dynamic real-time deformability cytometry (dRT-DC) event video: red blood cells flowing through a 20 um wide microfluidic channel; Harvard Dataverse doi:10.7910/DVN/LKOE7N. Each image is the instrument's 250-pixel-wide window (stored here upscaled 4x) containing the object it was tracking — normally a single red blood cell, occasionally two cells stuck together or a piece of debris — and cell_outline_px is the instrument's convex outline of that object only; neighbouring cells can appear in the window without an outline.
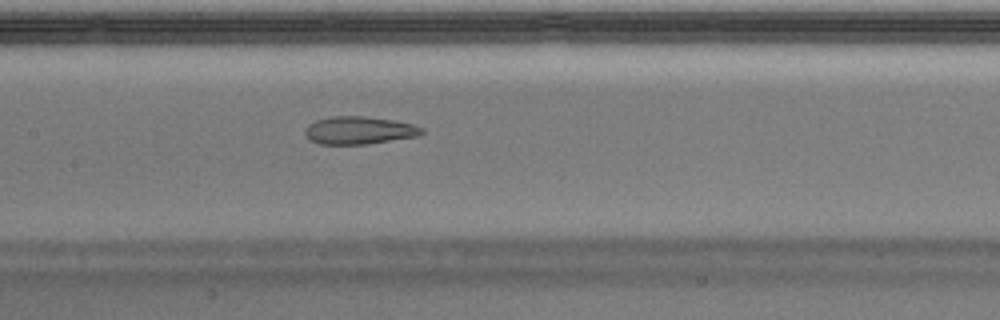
{"species": "Egyptian fruit bat (a non-hibernating species)", "species_latin": "Rousettus aegyptiacus", "temperature_condition": "warm", "stored_images_in_passage": 51, "camera_frame_rate_fps": 3000, "um_per_image_px": 0.085, "animal": {"sex": "male"}, "frame": {"image": 1, "passage_image": 25, "time_ms": 8.0, "image_size_px": [1000, 320], "cell_outline_px": [[424, 132], [420, 136], [364, 144], [320, 144], [308, 140], [304, 132], [304, 128], [308, 124], [316, 120], [328, 116], [364, 116], [392, 120], [412, 124], [424, 128]], "centroid_in_image_um": [30.49, 11.07], "position_along_channel_um": 176.9, "area_um2": 19.02}}
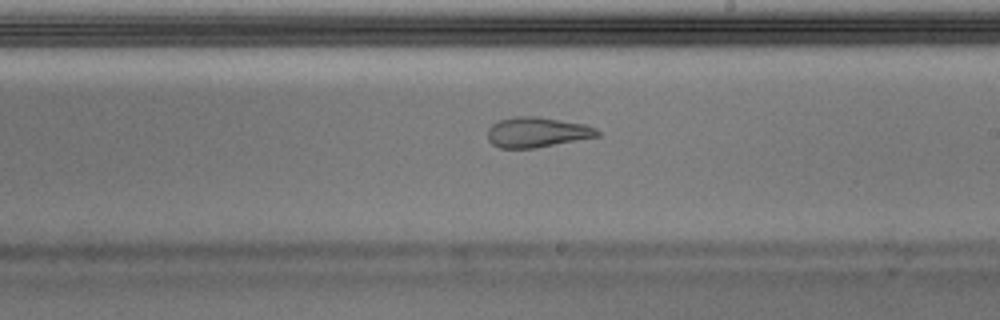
{"frame": {"image": 2, "passage_image": 30, "time_ms": 9.667, "image_size_px": [1000, 320], "cell_outline_px": [[600, 136], [532, 148], [500, 148], [492, 144], [488, 140], [488, 128], [492, 124], [500, 120], [516, 116], [536, 116], [584, 124], [596, 128], [600, 132]], "centroid_in_image_um": [45.63, 11.23], "position_along_channel_um": 243.4, "area_um2": 19.13}}
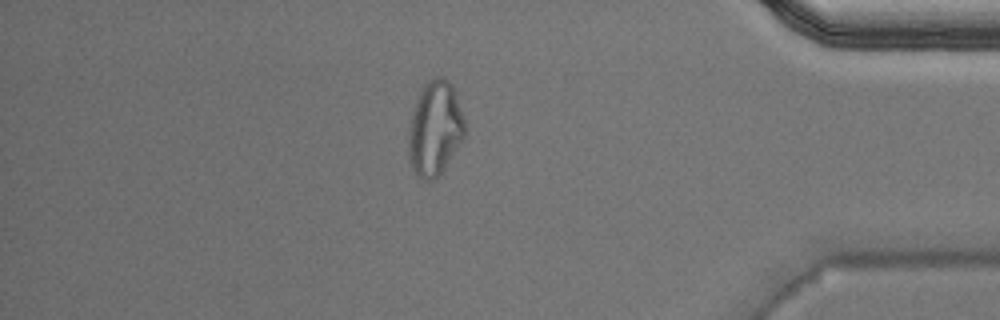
{"frame": {"image": 3, "passage_image": 44, "time_ms": 14.333, "image_size_px": [1000, 320], "cell_outline_px": [[464, 136], [444, 168], [436, 180], [424, 180], [416, 176], [412, 168], [408, 156], [408, 132], [412, 112], [416, 100], [424, 84], [428, 80], [436, 76], [444, 76], [452, 84], [464, 120]], "centroid_in_image_um": [36.93, 10.92], "position_along_channel_um": 398.3, "area_um2": 30.92}, "authors_computed_cell_mechanics": {"area_um2": 21.8484, "velocity_mm_per_s": 3.9989, "shape_relaxation_time_tau1_ms": null, "shape_relaxation_time_tau2_ms": 1.3913, "deformation_change_tau1": null, "deformation_change_tau2": 0.0817}}